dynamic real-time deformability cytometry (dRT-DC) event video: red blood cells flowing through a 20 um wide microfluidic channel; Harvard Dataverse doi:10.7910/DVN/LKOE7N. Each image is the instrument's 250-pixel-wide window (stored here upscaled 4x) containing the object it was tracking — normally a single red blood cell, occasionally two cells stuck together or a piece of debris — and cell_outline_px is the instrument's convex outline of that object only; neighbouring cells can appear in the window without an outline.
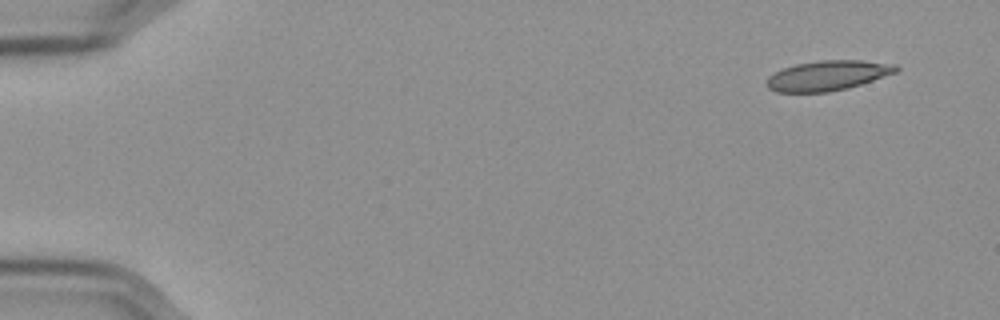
{"species": "Egyptian fruit bat (a non-hibernating species)", "species_latin": "Rousettus aegyptiacus", "temperature_condition": "cold", "stored_images_in_passage": 54, "camera_frame_rate_fps": 3000, "um_per_image_px": 0.085, "frame": {"image": 1, "passage_image": 1, "time_ms": 0.0, "image_size_px": [1000, 320], "cell_outline_px": [[900, 68], [896, 72], [848, 88], [828, 92], [776, 92], [768, 88], [764, 84], [764, 80], [768, 76], [784, 68], [796, 64], [820, 60], [864, 60], [896, 64]], "centroid_in_image_um": [70.32, 6.42], "position_along_channel_um": 14.7, "area_um2": 22.66}}
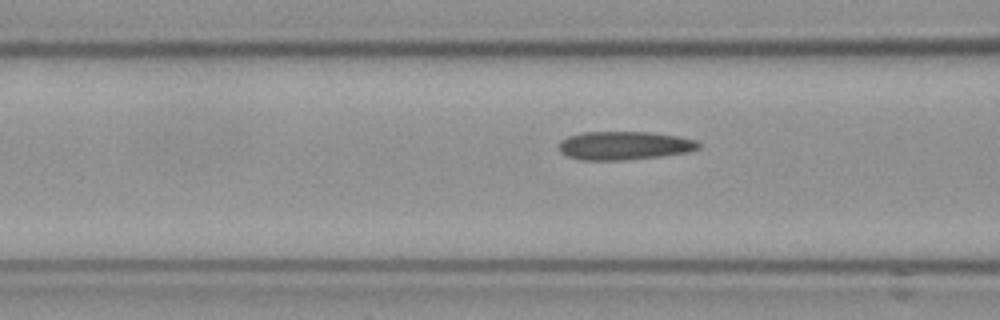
{"frame": {"image": 2, "passage_image": 20, "time_ms": 6.333, "image_size_px": [1000, 320], "cell_outline_px": [[700, 148], [692, 152], [660, 156], [624, 160], [580, 160], [568, 156], [560, 152], [556, 148], [556, 144], [560, 140], [568, 136], [580, 132], [648, 132], [680, 136], [696, 140], [700, 144]], "centroid_in_image_um": [53.03, 12.37], "position_along_channel_um": 113.6, "area_um2": 23.58}}
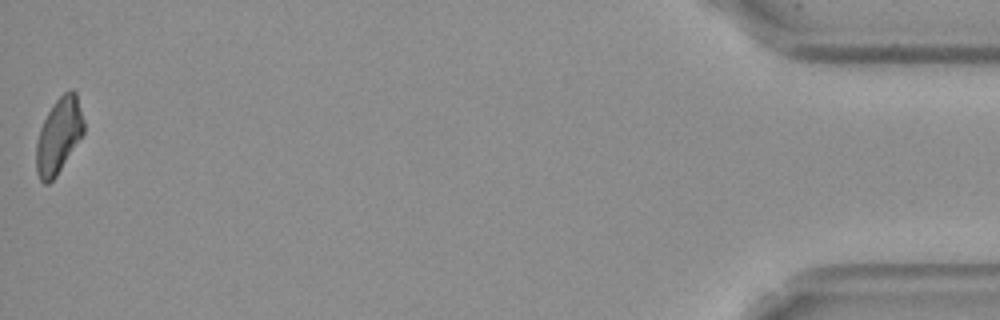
{"frame": {"image": 3, "passage_image": 54, "time_ms": 17.667, "image_size_px": [1000, 320], "cell_outline_px": [[84, 132], [56, 176], [48, 184], [44, 184], [40, 180], [36, 172], [36, 140], [40, 128], [52, 104], [64, 92], [72, 88], [76, 92], [84, 120]], "centroid_in_image_um": [4.98, 11.52], "position_along_channel_um": 430.2, "area_um2": 20.87}, "authors_computed_cell_mechanics": {"area_um2": 22.831, "velocity_mm_per_s": 3.5779, "shape_relaxation_time_tau1_ms": null, "shape_relaxation_time_tau2_ms": 3.7004, "deformation_change_tau1": null, "deformation_change_tau2": 0.1331}}